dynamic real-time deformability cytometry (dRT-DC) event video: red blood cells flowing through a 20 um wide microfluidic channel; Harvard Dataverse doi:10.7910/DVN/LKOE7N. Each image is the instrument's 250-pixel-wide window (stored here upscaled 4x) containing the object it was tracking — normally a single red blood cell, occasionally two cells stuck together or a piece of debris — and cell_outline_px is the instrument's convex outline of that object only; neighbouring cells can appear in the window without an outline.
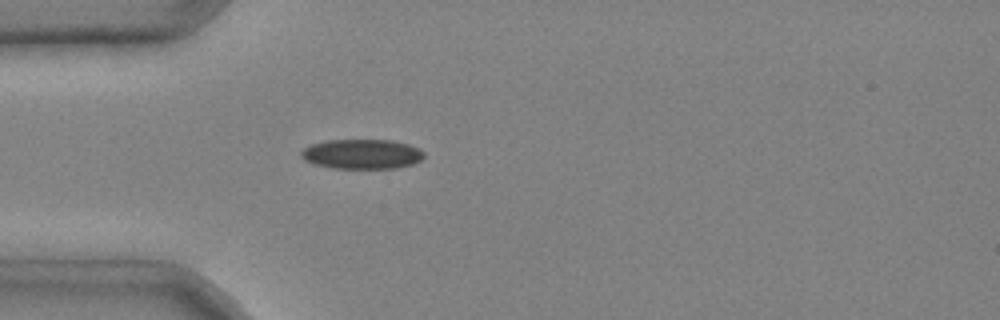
{"species": "common noctule bat (a hibernating species)", "species_latin": "Nyctalus noctula", "temperature_condition": "cold", "stored_images_in_passage": 4, "camera_frame_rate_fps": 3000, "um_per_image_px": 0.085, "animal": {"sex": "male", "body_mass_g": 20.4}, "frame": {"image": 1, "passage_image": 4, "time_ms": 1.0, "image_size_px": [1000, 320], "cell_outline_px": [[424, 156], [420, 160], [412, 164], [396, 168], [332, 168], [316, 164], [304, 160], [300, 156], [300, 152], [304, 148], [312, 144], [324, 140], [392, 140], [408, 144], [420, 148], [424, 152]], "centroid_in_image_um": [30.76, 13.09], "position_along_channel_um": 54.2, "area_um2": 21.33}}